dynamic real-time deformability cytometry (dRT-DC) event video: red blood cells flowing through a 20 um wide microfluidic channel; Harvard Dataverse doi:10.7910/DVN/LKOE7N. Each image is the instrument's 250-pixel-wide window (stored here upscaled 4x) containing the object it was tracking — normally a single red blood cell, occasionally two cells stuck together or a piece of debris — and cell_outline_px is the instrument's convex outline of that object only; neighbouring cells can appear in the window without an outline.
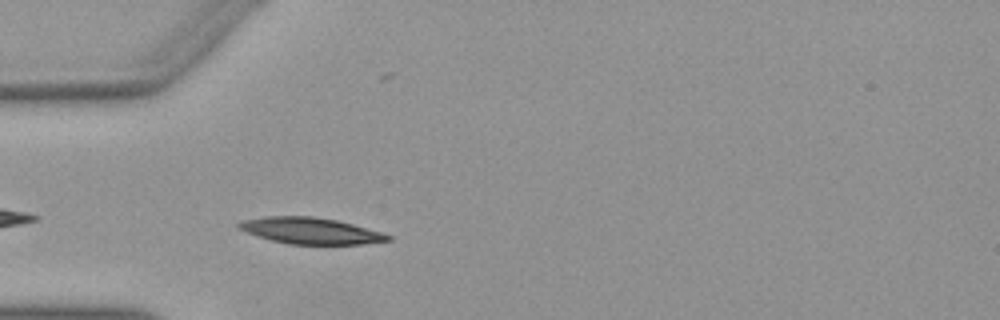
{"species": "Egyptian fruit bat (a non-hibernating species)", "species_latin": "Rousettus aegyptiacus", "temperature_condition": "warm", "stored_images_in_passage": 29, "camera_frame_rate_fps": 3000, "um_per_image_px": 0.085, "animal": {"sex": "female"}, "frame": {"image": 1, "passage_image": 2, "time_ms": 0.333, "image_size_px": [1000, 320], "cell_outline_px": [[392, 240], [364, 244], [288, 244], [272, 240], [248, 232], [240, 228], [236, 224], [240, 220], [264, 216], [312, 216], [336, 220], [384, 232], [392, 236]], "centroid_in_image_um": [26.44, 19.61], "position_along_channel_um": 58.6, "area_um2": 22.83}}
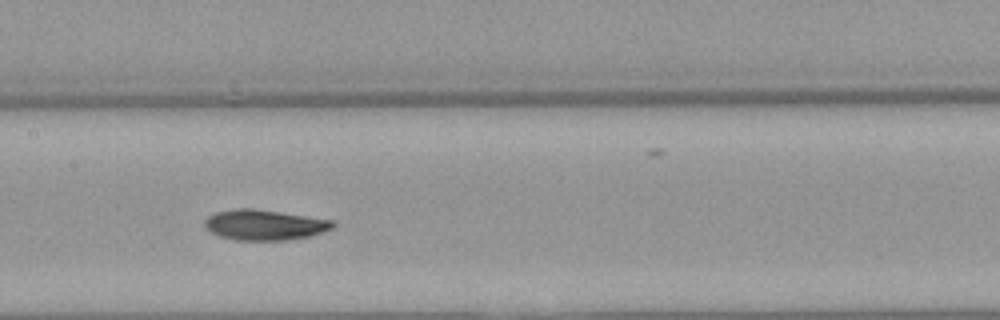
{"frame": {"image": 2, "passage_image": 12, "time_ms": 3.667, "image_size_px": [1000, 320], "cell_outline_px": [[336, 224], [332, 228], [312, 236], [284, 240], [236, 240], [220, 236], [212, 232], [204, 224], [204, 220], [208, 216], [216, 212], [232, 208], [252, 208], [336, 220]], "centroid_in_image_um": [22.51, 19.1], "position_along_channel_um": 184.9, "area_um2": 22.77}}
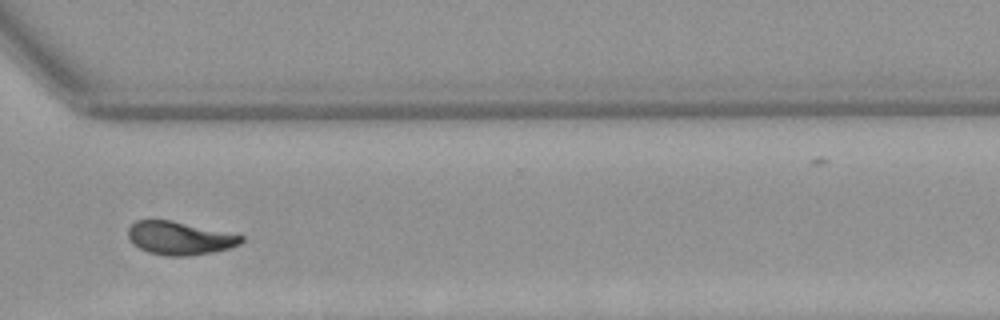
{"frame": {"image": 3, "passage_image": 25, "time_ms": 8.0, "image_size_px": [1000, 320], "cell_outline_px": [[244, 240], [240, 244], [228, 248], [212, 252], [188, 256], [168, 256], [148, 252], [132, 244], [128, 236], [128, 228], [136, 220], [172, 220], [244, 236]], "centroid_in_image_um": [15.24, 20.24], "position_along_channel_um": 355.4, "area_um2": 21.79}, "authors_computed_cell_mechanics": {"area_um2": 22.542, "velocity_mm_per_s": 3.9346, "shape_relaxation_time_tau1_ms": 4.8705, "shape_relaxation_time_tau2_ms": 3.8466, "deformation_change_tau1": 0.168, "deformation_change_tau2": 0.0961}}